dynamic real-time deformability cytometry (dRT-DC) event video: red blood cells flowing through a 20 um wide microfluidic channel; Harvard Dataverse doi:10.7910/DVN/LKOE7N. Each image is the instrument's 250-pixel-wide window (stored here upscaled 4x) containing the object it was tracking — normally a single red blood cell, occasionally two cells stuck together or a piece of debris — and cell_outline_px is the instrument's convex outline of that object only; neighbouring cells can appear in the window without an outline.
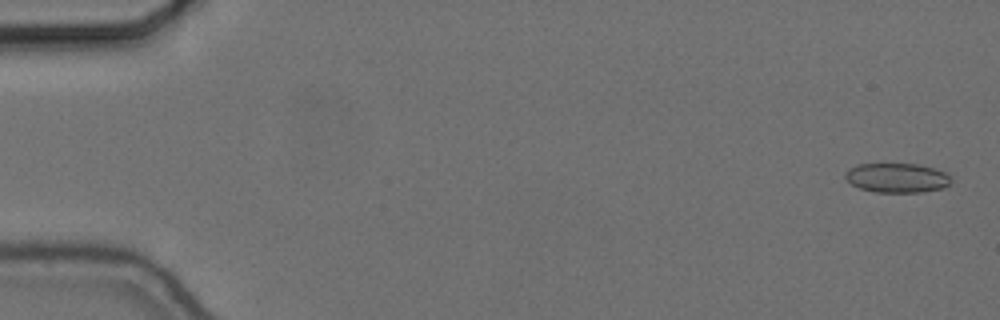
{"species": "common noctule bat (a hibernating species)", "species_latin": "Nyctalus noctula", "temperature_condition": "cold", "stored_images_in_passage": 56, "camera_frame_rate_fps": 3000, "um_per_image_px": 0.085, "animal": {"sex": "female", "body_mass_g": 24.6, "forearm_length_mm": 56.2}, "frame": {"image": 1, "passage_image": 2, "time_ms": 0.333, "image_size_px": [1000, 320], "cell_outline_px": [[952, 180], [944, 188], [924, 192], [876, 192], [860, 188], [852, 184], [844, 176], [844, 172], [848, 168], [860, 164], [920, 164], [944, 172]], "centroid_in_image_um": [76.23, 15.12], "position_along_channel_um": 8.8, "area_um2": 18.09}}
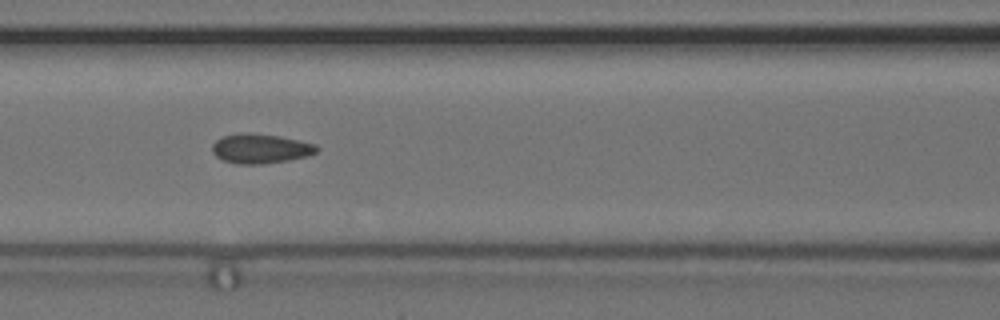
{"frame": {"image": 2, "passage_image": 25, "time_ms": 8.0, "image_size_px": [1000, 320], "cell_outline_px": [[320, 148], [316, 152], [308, 156], [288, 160], [260, 164], [236, 164], [224, 160], [216, 156], [212, 152], [212, 144], [216, 140], [224, 136], [248, 132], [252, 132], [280, 136], [300, 140], [316, 144]], "centroid_in_image_um": [22.16, 12.62], "position_along_channel_um": 144.4, "area_um2": 18.09}}
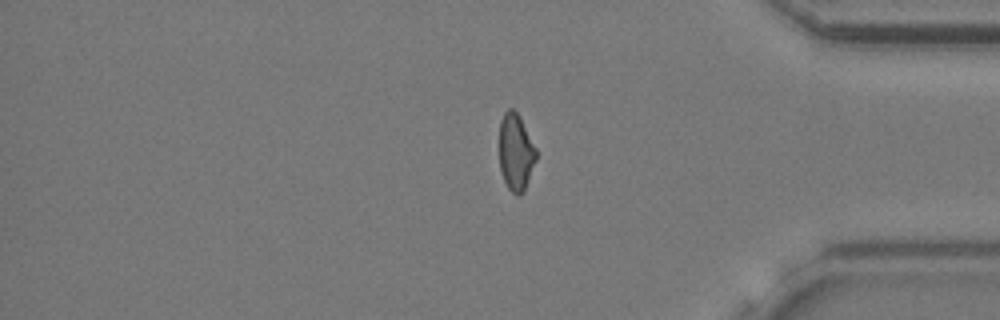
{"frame": {"image": 3, "passage_image": 47, "time_ms": 15.333, "image_size_px": [1000, 320], "cell_outline_px": [[536, 160], [524, 192], [520, 196], [516, 196], [508, 188], [500, 172], [500, 120], [504, 112], [508, 108], [512, 108], [520, 116], [536, 148]], "centroid_in_image_um": [43.84, 12.95], "position_along_channel_um": 391.4, "area_um2": 16.65}, "authors_computed_cell_mechanics": {"area_um2": 17.9469, "velocity_mm_per_s": 3.6606, "shape_relaxation_time_tau1_ms": null, "shape_relaxation_time_tau2_ms": 2.0329, "deformation_change_tau1": null, "deformation_change_tau2": 0.0631}}